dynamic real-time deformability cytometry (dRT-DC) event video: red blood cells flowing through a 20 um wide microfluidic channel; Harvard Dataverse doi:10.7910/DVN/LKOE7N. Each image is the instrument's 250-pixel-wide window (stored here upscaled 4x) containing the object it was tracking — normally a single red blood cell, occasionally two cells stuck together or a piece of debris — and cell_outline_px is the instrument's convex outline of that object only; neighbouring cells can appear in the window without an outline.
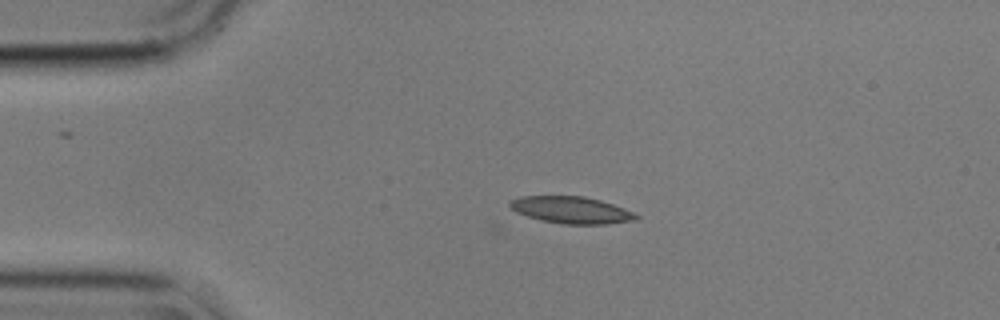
{"species": "common noctule bat (a hibernating species)", "species_latin": "Nyctalus noctula", "temperature_condition": "cold", "stored_images_in_passage": 9, "camera_frame_rate_fps": 3000, "um_per_image_px": 0.085, "animal": {"sex": "male", "body_mass_g": 17.9}, "frame": {"image": 1, "passage_image": 9, "time_ms": 2.667, "image_size_px": [1000, 320], "cell_outline_px": [[640, 216], [636, 220], [608, 224], [564, 224], [540, 220], [516, 212], [508, 204], [512, 200], [520, 196], [584, 196], [600, 200], [624, 208]], "centroid_in_image_um": [48.57, 17.85], "position_along_channel_um": 36.4, "area_um2": 19.71}}